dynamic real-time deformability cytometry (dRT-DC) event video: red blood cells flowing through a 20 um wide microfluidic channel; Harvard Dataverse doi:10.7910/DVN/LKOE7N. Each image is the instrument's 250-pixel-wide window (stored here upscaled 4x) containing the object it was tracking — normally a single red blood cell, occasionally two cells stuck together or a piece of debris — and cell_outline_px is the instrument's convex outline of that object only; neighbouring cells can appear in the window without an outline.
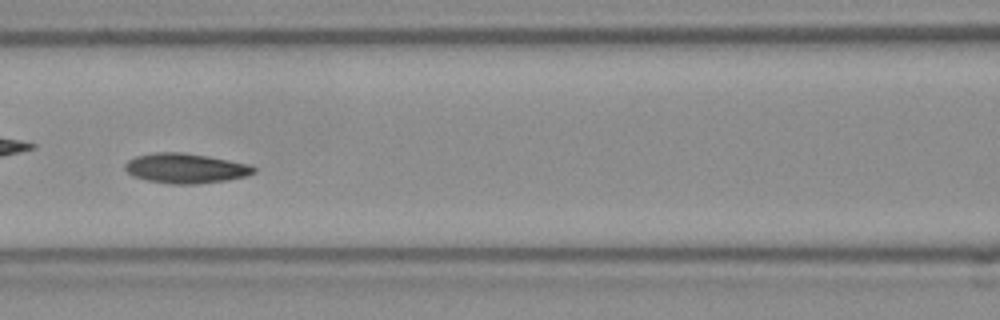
{"species": "Egyptian fruit bat (a non-hibernating species)", "species_latin": "Rousettus aegyptiacus", "temperature_condition": "room temperature", "stored_images_in_passage": 52, "camera_frame_rate_fps": 3000, "um_per_image_px": 0.085, "frame": {"image": 1, "passage_image": 23, "time_ms": 7.333, "image_size_px": [1000, 320], "cell_outline_px": [[256, 172], [248, 176], [228, 180], [196, 184], [172, 184], [148, 180], [132, 176], [124, 168], [124, 164], [128, 160], [136, 156], [152, 152], [184, 152], [208, 156], [248, 164], [256, 168]], "centroid_in_image_um": [15.77, 14.3], "position_along_channel_um": 150.8, "area_um2": 22.54}}
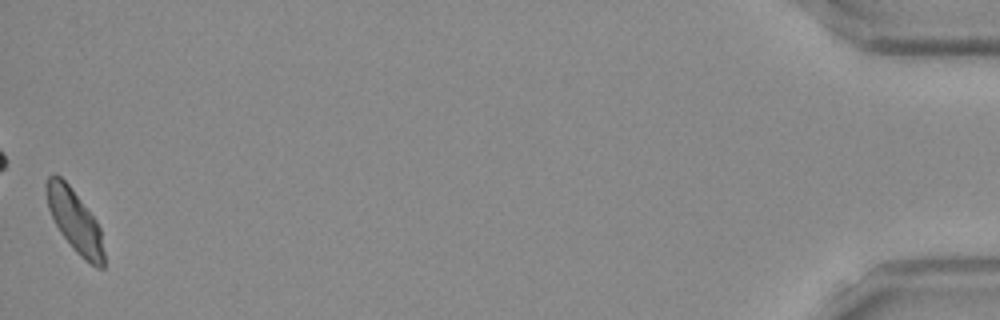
{"frame": {"image": 2, "passage_image": 52, "time_ms": 17.0, "image_size_px": [1000, 320], "cell_outline_px": [[104, 268], [96, 268], [84, 260], [72, 248], [60, 232], [48, 208], [44, 184], [48, 176], [56, 172], [68, 184], [96, 220], [100, 228], [104, 252]], "centroid_in_image_um": [6.34, 18.78], "position_along_channel_um": 428.9, "area_um2": 20.98}, "authors_computed_cell_mechanics": {"area_um2": 21.4438, "velocity_mm_per_s": 3.9083, "shape_relaxation_time_tau1_ms": 6.9821, "shape_relaxation_time_tau2_ms": null, "deformation_change_tau1": 0.1487, "deformation_change_tau2": null}}